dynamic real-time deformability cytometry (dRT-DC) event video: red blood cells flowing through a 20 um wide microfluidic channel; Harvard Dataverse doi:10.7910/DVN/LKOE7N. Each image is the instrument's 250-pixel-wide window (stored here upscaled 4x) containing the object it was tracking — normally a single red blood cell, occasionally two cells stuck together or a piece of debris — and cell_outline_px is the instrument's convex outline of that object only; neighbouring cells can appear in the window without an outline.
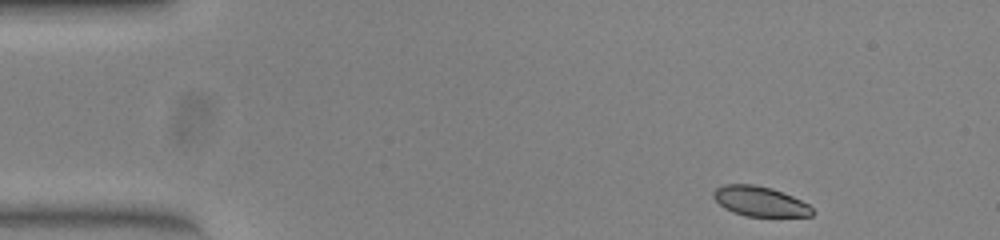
{"species": "common noctule bat (a hibernating species)", "species_latin": "Nyctalus noctula", "temperature_condition": "warm", "stored_images_in_passage": 10, "camera_frame_rate_fps": 3000, "um_per_image_px": 0.085, "animal": {"sex": "female", "body_mass_g": 23.0, "forearm_length_mm": 53.4}, "frame": {"image": 1, "passage_image": 1, "time_ms": 0.0, "image_size_px": [1000, 240], "cell_outline_px": [[816, 212], [812, 216], [744, 216], [732, 212], [724, 208], [712, 196], [712, 192], [716, 188], [724, 184], [752, 184], [772, 188], [792, 196], [808, 204]], "centroid_in_image_um": [64.58, 17.11], "position_along_channel_um": 20.4, "area_um2": 17.28}}